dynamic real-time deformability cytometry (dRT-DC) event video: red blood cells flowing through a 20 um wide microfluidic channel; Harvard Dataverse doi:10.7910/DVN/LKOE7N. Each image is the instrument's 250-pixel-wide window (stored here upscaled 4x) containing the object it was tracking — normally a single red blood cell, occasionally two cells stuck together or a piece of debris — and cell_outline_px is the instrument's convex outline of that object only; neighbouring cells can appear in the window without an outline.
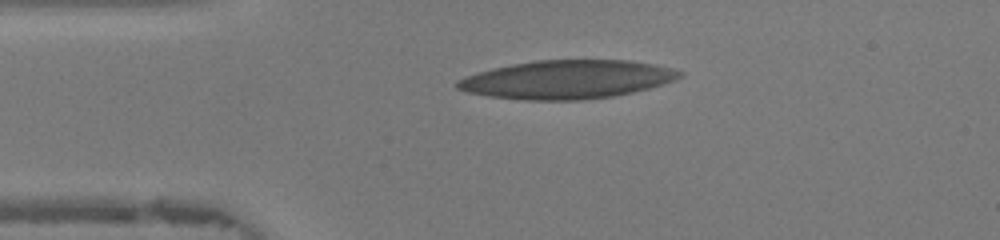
{"species": "human", "species_latin": "Homo sapiens", "temperature_condition": "warm", "stored_images_in_passage": 47, "camera_frame_rate_fps": 3000, "um_per_image_px": 0.085, "donor": {"sex": "female"}, "frame": {"image": 1, "passage_image": 9, "time_ms": 2.667, "image_size_px": [1000, 240], "cell_outline_px": [[684, 76], [676, 80], [648, 88], [632, 92], [612, 96], [580, 100], [524, 100], [488, 96], [468, 92], [456, 88], [456, 80], [492, 68], [512, 64], [536, 60], [632, 60], [672, 68], [684, 72]], "centroid_in_image_um": [48.22, 6.75], "position_along_channel_um": 36.8, "area_um2": 49.77}}
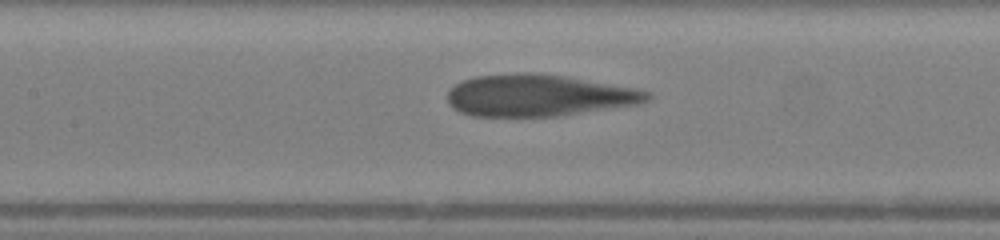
{"frame": {"image": 2, "passage_image": 20, "time_ms": 6.333, "image_size_px": [1000, 240], "cell_outline_px": [[652, 96], [648, 100], [640, 104], [564, 116], [472, 116], [460, 112], [452, 108], [448, 104], [448, 92], [456, 84], [464, 80], [476, 76], [516, 72], [540, 72], [636, 88], [652, 92]], "centroid_in_image_um": [45.82, 8.11], "position_along_channel_um": 161.6, "area_um2": 49.19}}
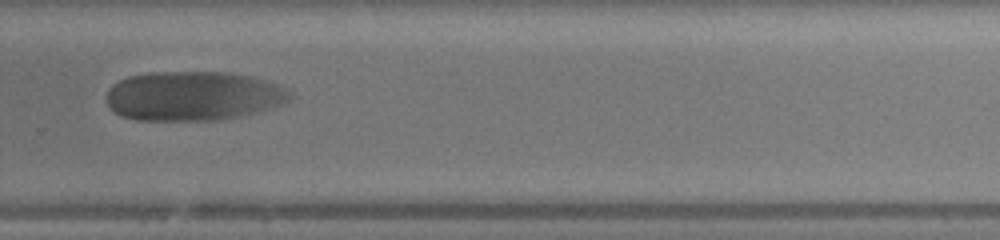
{"frame": {"image": 3, "passage_image": 31, "time_ms": 10.0, "image_size_px": [1000, 240], "cell_outline_px": [[292, 96], [288, 100], [272, 108], [240, 116], [220, 120], [136, 120], [120, 116], [108, 104], [108, 88], [112, 84], [128, 76], [152, 72], [224, 72], [248, 76], [264, 80], [276, 84], [292, 92]], "centroid_in_image_um": [16.4, 8.16], "position_along_channel_um": 313.4, "area_um2": 52.66}}